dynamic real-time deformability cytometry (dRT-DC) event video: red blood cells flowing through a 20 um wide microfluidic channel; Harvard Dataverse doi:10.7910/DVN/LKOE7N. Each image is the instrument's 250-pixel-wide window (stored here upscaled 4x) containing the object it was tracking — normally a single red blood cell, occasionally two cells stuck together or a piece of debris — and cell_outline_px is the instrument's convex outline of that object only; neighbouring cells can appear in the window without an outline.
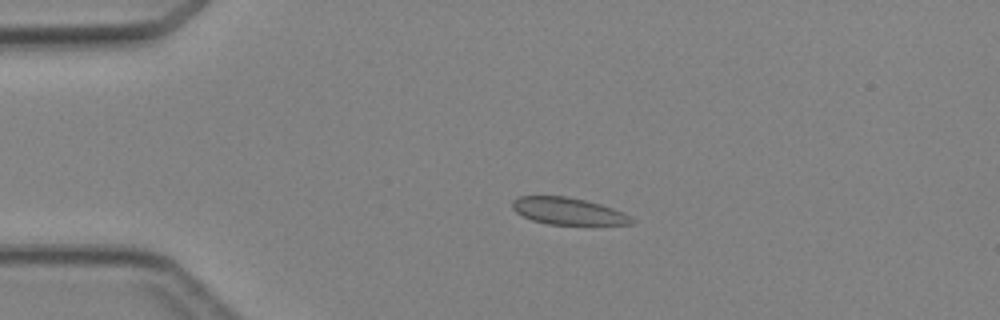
{"species": "Egyptian fruit bat (a non-hibernating species)", "species_latin": "Rousettus aegyptiacus", "temperature_condition": "cold", "stored_images_in_passage": 6, "camera_frame_rate_fps": 3000, "um_per_image_px": 0.085, "animal": {"sex": "female"}, "frame": {"image": 1, "passage_image": 4, "time_ms": 3.333, "image_size_px": [1000, 320], "cell_outline_px": [[636, 220], [632, 224], [548, 224], [532, 220], [516, 212], [512, 208], [512, 200], [520, 196], [568, 196], [600, 204], [624, 212]], "centroid_in_image_um": [48.29, 17.94], "position_along_channel_um": 36.7, "area_um2": 18.61}}
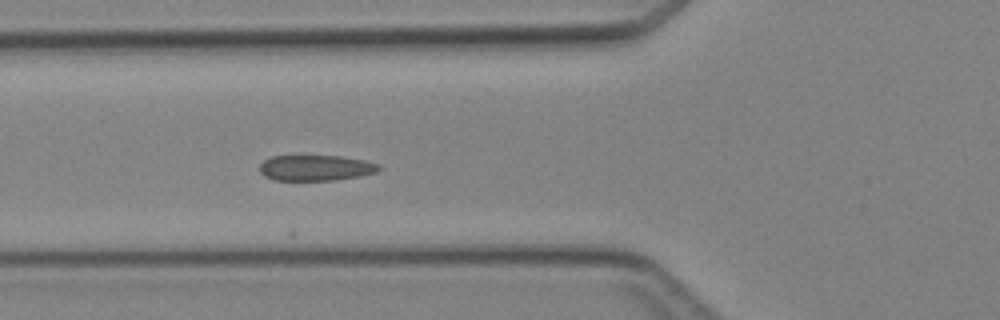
{"frame": {"image": 2, "passage_image": 6, "time_ms": 5.667, "image_size_px": [1000, 320], "cell_outline_px": [[380, 168], [376, 172], [360, 176], [332, 180], [276, 180], [264, 176], [260, 172], [260, 164], [264, 160], [272, 156], [344, 156], [364, 160], [380, 164]], "centroid_in_image_um": [26.84, 14.26], "position_along_channel_um": 99.0, "area_um2": 17.8}}